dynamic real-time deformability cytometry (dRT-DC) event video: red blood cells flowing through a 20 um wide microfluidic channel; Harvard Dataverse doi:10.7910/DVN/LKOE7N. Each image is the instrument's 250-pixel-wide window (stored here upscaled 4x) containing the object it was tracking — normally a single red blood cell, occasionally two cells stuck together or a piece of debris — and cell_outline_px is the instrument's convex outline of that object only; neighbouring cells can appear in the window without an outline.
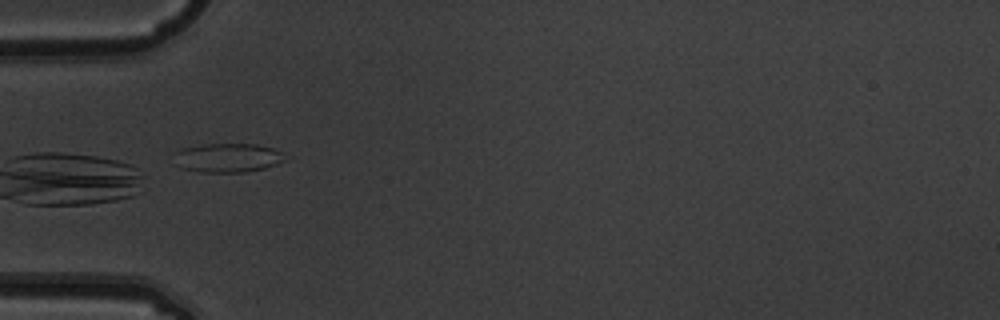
{"species": "common noctule bat (a hibernating species)", "species_latin": "Nyctalus noctula", "temperature_condition": "warm", "stored_images_in_passage": 6, "camera_frame_rate_fps": 3000, "um_per_image_px": 0.085, "animal": {"sex": "male", "body_mass_g": 19.5, "forearm_length_mm": 54.6}, "frame": {"image": 1, "passage_image": 4, "time_ms": 1.0, "image_size_px": [1000, 320], "cell_outline_px": [[284, 160], [276, 164], [264, 168], [244, 172], [200, 172], [180, 168], [172, 164], [168, 152], [180, 148], [200, 144], [256, 144], [272, 148], [280, 152]], "centroid_in_image_um": [19.12, 13.4], "position_along_channel_um": 65.9, "area_um2": 19.31}}
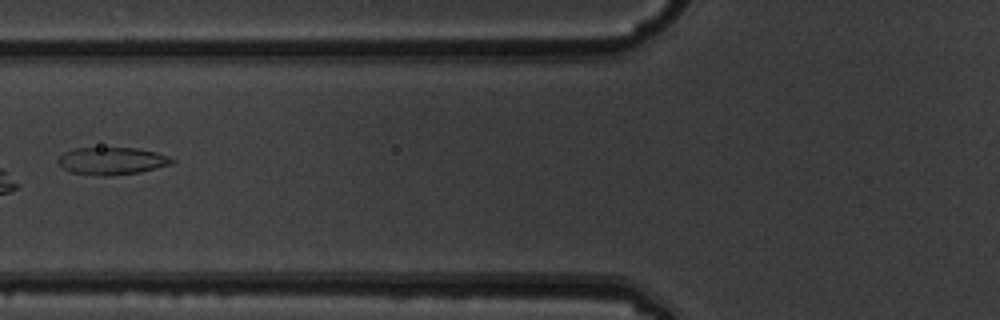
{"frame": {"image": 2, "passage_image": 5, "time_ms": 1.333, "image_size_px": [1000, 320], "cell_outline_px": [[176, 160], [172, 164], [140, 172], [104, 176], [100, 176], [72, 172], [64, 168], [56, 160], [64, 152], [76, 148], [136, 148], [156, 152], [168, 156]], "centroid_in_image_um": [9.53, 13.67], "position_along_channel_um": 116.3, "area_um2": 18.03}}
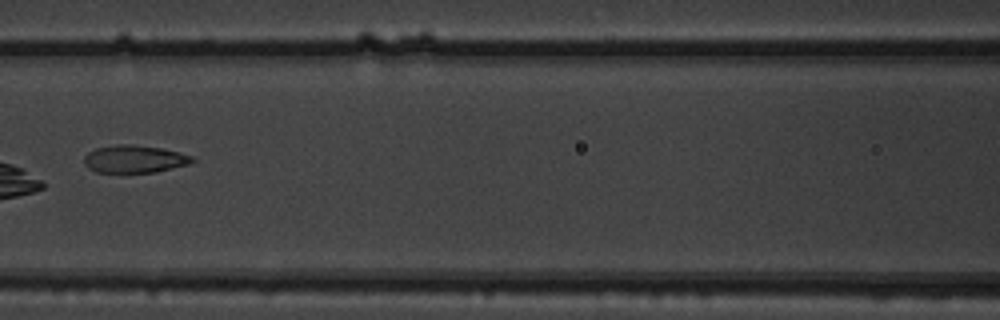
{"frame": {"image": 3, "passage_image": 6, "time_ms": 1.667, "image_size_px": [1000, 320], "cell_outline_px": [[196, 160], [188, 164], [156, 172], [124, 176], [96, 172], [88, 168], [84, 164], [84, 156], [88, 152], [96, 148], [116, 144], [132, 144], [160, 148], [180, 152], [192, 156]], "centroid_in_image_um": [11.38, 13.57], "position_along_channel_um": 155.2, "area_um2": 18.26}}